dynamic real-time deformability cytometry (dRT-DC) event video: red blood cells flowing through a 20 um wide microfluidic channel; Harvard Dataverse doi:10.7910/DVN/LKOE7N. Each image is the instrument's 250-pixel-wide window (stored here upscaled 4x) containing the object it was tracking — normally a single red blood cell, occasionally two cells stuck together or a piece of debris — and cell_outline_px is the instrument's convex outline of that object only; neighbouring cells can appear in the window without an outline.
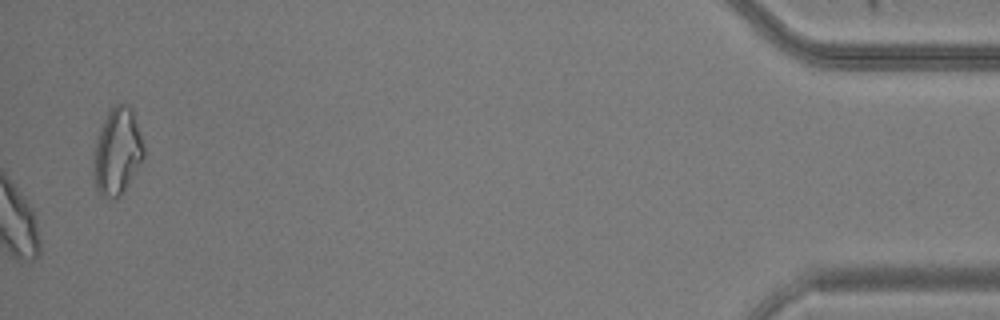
{"species": "common noctule bat (a hibernating species)", "species_latin": "Nyctalus noctula", "temperature_condition": "warm", "stored_images_in_passage": 50, "camera_frame_rate_fps": 3000, "um_per_image_px": 0.085, "animal": {"sex": "male", "body_mass_g": 20.5, "forearm_length_mm": 52.5}, "frame": {"image": 1, "passage_image": 50, "time_ms": 16.333, "image_size_px": [1000, 320], "cell_outline_px": [[144, 156], [120, 196], [100, 196], [96, 188], [92, 172], [92, 160], [96, 140], [100, 128], [108, 112], [116, 104], [128, 104], [132, 108], [144, 148]], "centroid_in_image_um": [9.93, 12.86], "position_along_channel_um": 425.3, "area_um2": 25.03}}